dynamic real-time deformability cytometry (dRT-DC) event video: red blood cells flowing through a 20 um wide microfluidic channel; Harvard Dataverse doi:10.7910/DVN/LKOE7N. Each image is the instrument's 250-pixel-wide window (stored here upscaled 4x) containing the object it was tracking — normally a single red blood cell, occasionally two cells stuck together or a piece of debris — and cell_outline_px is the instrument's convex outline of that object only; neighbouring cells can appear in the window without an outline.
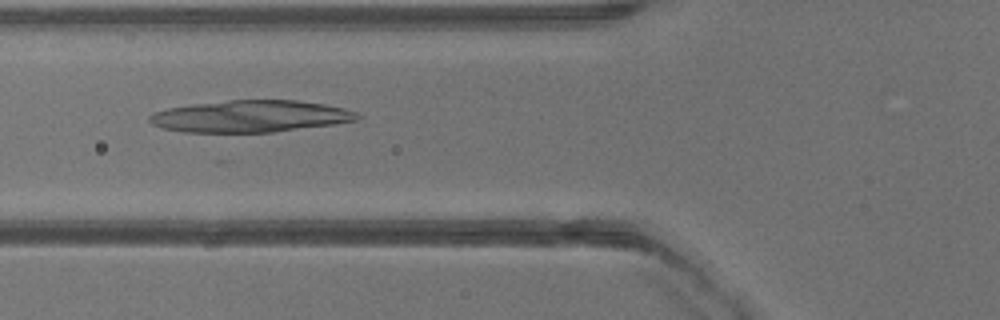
{"species": "common noctule bat (a hibernating species)", "species_latin": "Nyctalus noctula", "temperature_condition": "warm", "stored_images_in_passage": 29, "camera_frame_rate_fps": 3000, "um_per_image_px": 0.085, "animal": {"sex": "male", "body_mass_g": 13.3}, "frame": {"image": 1, "passage_image": 5, "time_ms": 1.333, "image_size_px": [1000, 320], "cell_outline_px": [[360, 120], [336, 124], [272, 132], [184, 132], [164, 128], [152, 124], [148, 120], [148, 116], [152, 112], [168, 108], [192, 104], [232, 100], [296, 100], [324, 104], [344, 108], [356, 112], [360, 116]], "centroid_in_image_um": [21.29, 9.88], "position_along_channel_um": 104.5, "area_um2": 38.61}}
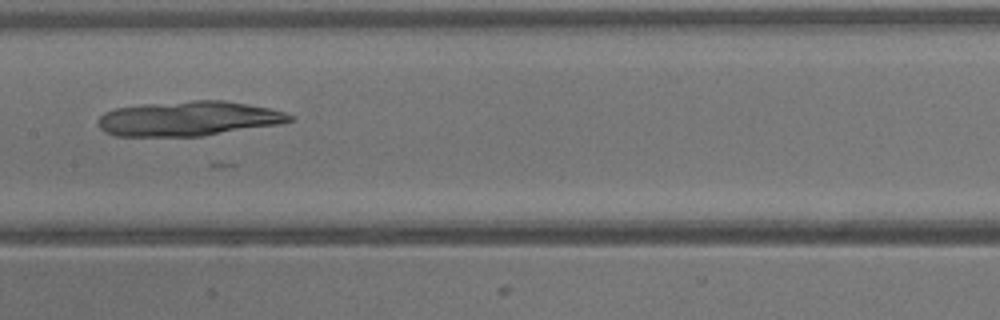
{"frame": {"image": 2, "passage_image": 10, "time_ms": 3.0, "image_size_px": [1000, 320], "cell_outline_px": [[296, 120], [280, 124], [204, 136], [116, 136], [104, 132], [100, 128], [100, 116], [104, 112], [116, 108], [144, 104], [192, 100], [224, 100], [248, 104], [268, 108], [284, 112], [296, 116]], "centroid_in_image_um": [16.08, 10.08], "position_along_channel_um": 191.3, "area_um2": 38.96}}
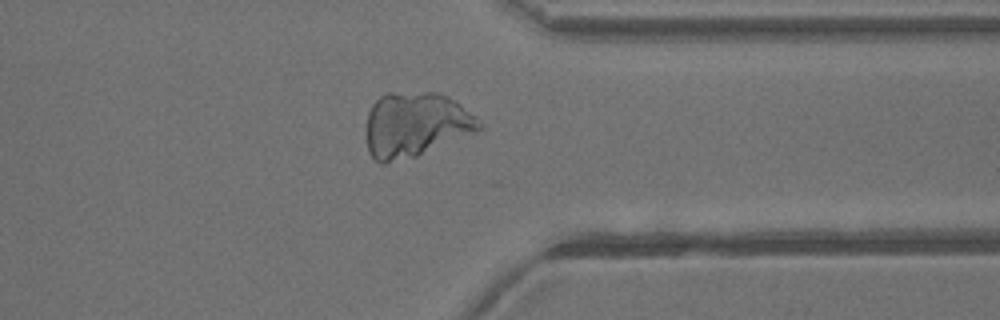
{"frame": {"image": 3, "passage_image": 21, "time_ms": 6.667, "image_size_px": [1000, 320], "cell_outline_px": [[484, 128], [416, 156], [384, 164], [380, 164], [368, 152], [368, 112], [372, 104], [380, 96], [388, 92], [436, 92], [448, 96], [456, 100], [484, 124]], "centroid_in_image_um": [35.33, 10.58], "position_along_channel_um": 376.1, "area_um2": 42.48}}